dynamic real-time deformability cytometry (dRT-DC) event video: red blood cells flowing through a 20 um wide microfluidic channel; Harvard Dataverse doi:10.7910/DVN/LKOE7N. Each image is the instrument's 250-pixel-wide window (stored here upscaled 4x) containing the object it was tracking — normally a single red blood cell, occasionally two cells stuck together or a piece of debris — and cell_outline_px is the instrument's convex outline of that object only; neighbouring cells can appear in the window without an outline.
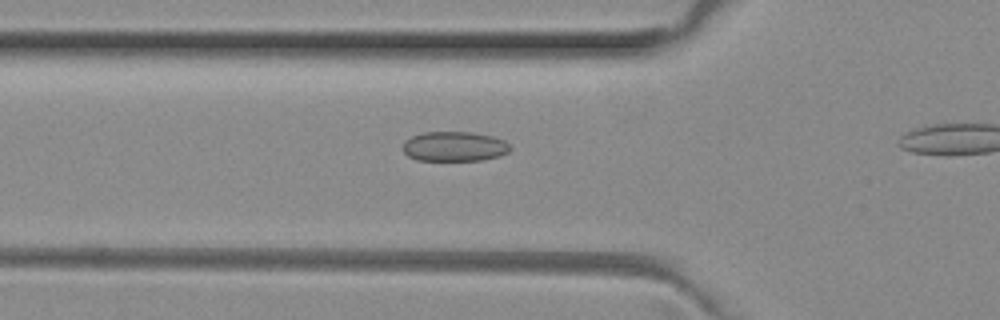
{"species": "common noctule bat (a hibernating species)", "species_latin": "Nyctalus noctula", "temperature_condition": "room temperature", "stored_images_in_passage": 14, "camera_frame_rate_fps": 3000, "um_per_image_px": 0.085, "animal": {"sex": "female", "body_mass_g": 29.2, "forearm_length_mm": 56.3}, "frame": {"image": 1, "passage_image": 3, "time_ms": 0.667, "image_size_px": [1000, 320], "cell_outline_px": [[512, 148], [508, 152], [500, 156], [480, 160], [416, 160], [408, 156], [400, 148], [404, 140], [412, 136], [424, 132], [472, 132], [492, 136], [504, 140]], "centroid_in_image_um": [38.59, 12.44], "position_along_channel_um": 87.2, "area_um2": 18.79}}
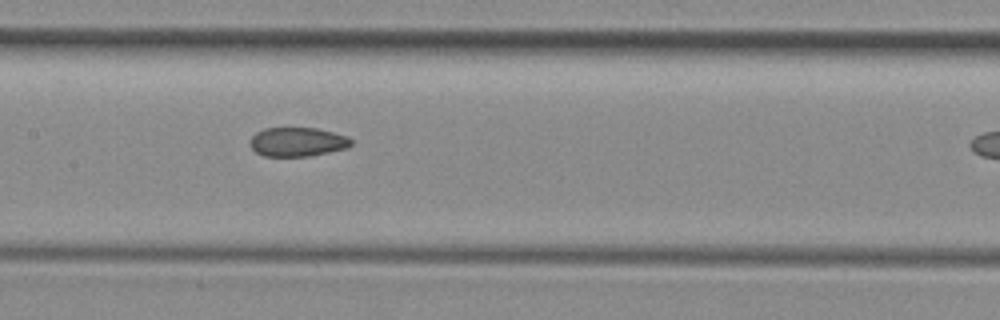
{"frame": {"image": 2, "passage_image": 10, "time_ms": 3.0, "image_size_px": [1000, 320], "cell_outline_px": [[352, 144], [348, 148], [308, 156], [264, 156], [256, 152], [252, 148], [252, 136], [256, 132], [264, 128], [316, 128], [348, 136], [352, 140]], "centroid_in_image_um": [25.31, 12.06], "position_along_channel_um": 182.1, "area_um2": 16.99}}
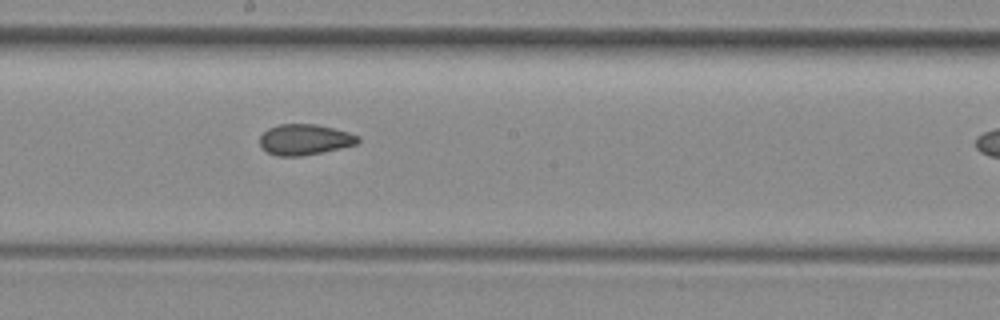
{"frame": {"image": 3, "passage_image": 13, "time_ms": 4.0, "image_size_px": [1000, 320], "cell_outline_px": [[360, 140], [356, 144], [340, 148], [300, 156], [276, 156], [268, 152], [260, 144], [260, 136], [268, 128], [280, 124], [316, 124], [348, 132], [360, 136]], "centroid_in_image_um": [25.9, 11.86], "position_along_channel_um": 222.3, "area_um2": 17.4}}